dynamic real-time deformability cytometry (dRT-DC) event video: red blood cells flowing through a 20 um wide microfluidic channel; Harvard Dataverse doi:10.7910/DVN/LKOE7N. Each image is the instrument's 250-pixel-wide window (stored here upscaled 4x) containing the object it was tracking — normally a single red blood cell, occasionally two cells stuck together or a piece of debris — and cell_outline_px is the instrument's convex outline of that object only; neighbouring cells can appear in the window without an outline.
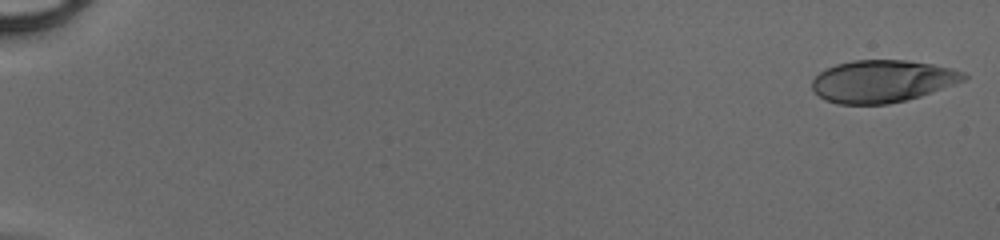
{"species": "human", "species_latin": "Homo sapiens", "temperature_condition": "cold", "stored_images_in_passage": 49, "camera_frame_rate_fps": 3000, "um_per_image_px": 0.085, "donor": {"sex": "male"}, "frame": {"image": 1, "passage_image": 1, "time_ms": 0.0, "image_size_px": [1000, 240], "cell_outline_px": [[968, 76], [964, 80], [920, 96], [888, 104], [836, 104], [824, 100], [812, 88], [812, 80], [820, 72], [836, 64], [852, 60], [908, 60], [932, 64], [952, 68], [964, 72]], "centroid_in_image_um": [74.98, 6.9], "position_along_channel_um": 10.0, "area_um2": 37.22}}
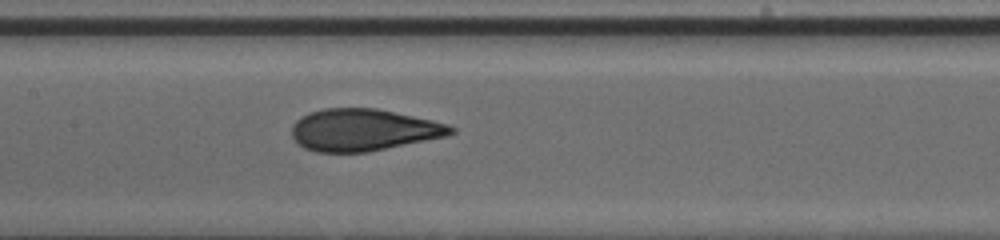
{"frame": {"image": 2, "passage_image": 26, "time_ms": 8.333, "image_size_px": [1000, 240], "cell_outline_px": [[456, 132], [448, 136], [368, 152], [316, 152], [304, 148], [296, 144], [292, 136], [292, 124], [300, 116], [308, 112], [324, 108], [376, 108], [432, 120], [448, 124], [456, 128]], "centroid_in_image_um": [30.87, 11.04], "position_along_channel_um": 176.5, "area_um2": 39.25}}
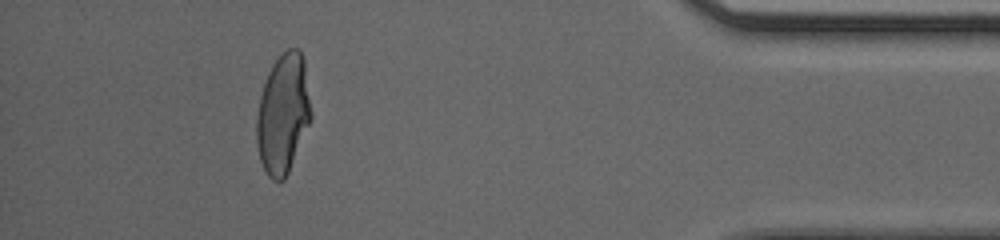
{"frame": {"image": 3, "passage_image": 45, "time_ms": 14.667, "image_size_px": [1000, 240], "cell_outline_px": [[312, 116], [288, 172], [284, 180], [272, 180], [268, 176], [260, 160], [256, 144], [256, 116], [260, 96], [268, 72], [272, 64], [288, 48], [300, 48], [304, 60], [312, 112]], "centroid_in_image_um": [24.05, 9.66], "position_along_channel_um": 411.2, "area_um2": 37.86}}